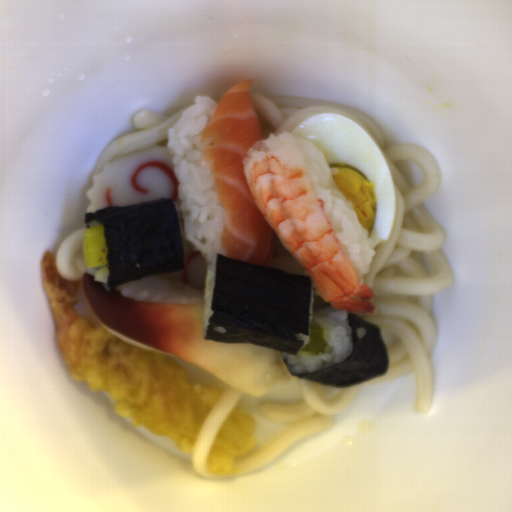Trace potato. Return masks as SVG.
I'll use <instances>...</instances> for the list:
<instances>
[{
  "label": "potato",
  "mask_w": 512,
  "mask_h": 512,
  "mask_svg": "<svg viewBox=\"0 0 512 512\" xmlns=\"http://www.w3.org/2000/svg\"><path fill=\"white\" fill-rule=\"evenodd\" d=\"M83 262L90 268L107 264L108 246L103 225H92L82 234Z\"/></svg>",
  "instance_id": "potato-1"
},
{
  "label": "potato",
  "mask_w": 512,
  "mask_h": 512,
  "mask_svg": "<svg viewBox=\"0 0 512 512\" xmlns=\"http://www.w3.org/2000/svg\"><path fill=\"white\" fill-rule=\"evenodd\" d=\"M309 336V342L300 351L306 352L309 356L326 353L325 349L328 347V342L325 341L323 325L312 319Z\"/></svg>",
  "instance_id": "potato-2"
}]
</instances>
